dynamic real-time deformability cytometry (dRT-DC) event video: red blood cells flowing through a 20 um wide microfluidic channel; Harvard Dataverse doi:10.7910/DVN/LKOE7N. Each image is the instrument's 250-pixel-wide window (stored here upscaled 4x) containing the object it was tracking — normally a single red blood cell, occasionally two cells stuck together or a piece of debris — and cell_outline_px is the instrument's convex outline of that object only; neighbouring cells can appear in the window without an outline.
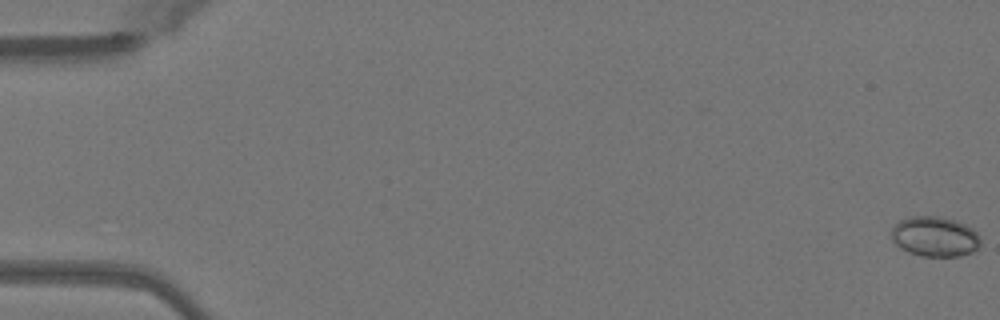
{"species": "Egyptian fruit bat (a non-hibernating species)", "species_latin": "Rousettus aegyptiacus", "temperature_condition": "warm", "stored_images_in_passage": 14, "camera_frame_rate_fps": 3000, "um_per_image_px": 0.085, "animal": {"sex": "female"}, "frame": {"image": 1, "passage_image": 1, "time_ms": 0.0, "image_size_px": [1000, 320], "cell_outline_px": [[980, 248], [972, 252], [960, 256], [920, 256], [908, 252], [896, 244], [892, 240], [892, 228], [900, 220], [908, 216], [940, 216], [956, 220], [972, 228], [980, 236]], "centroid_in_image_um": [79.48, 20.1], "position_along_channel_um": 5.5, "area_um2": 20.98}}
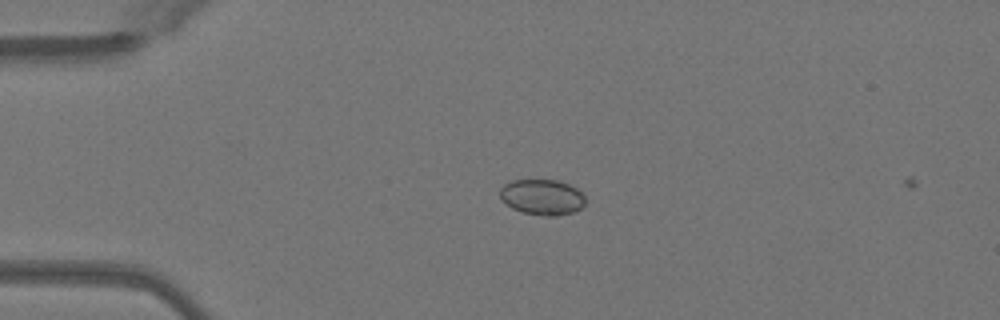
{"frame": {"image": 2, "passage_image": 13, "time_ms": 4.0, "image_size_px": [1000, 320], "cell_outline_px": [[584, 204], [580, 208], [572, 212], [556, 216], [548, 216], [524, 212], [512, 208], [500, 200], [500, 188], [504, 184], [512, 180], [560, 180], [576, 188], [584, 196]], "centroid_in_image_um": [46.05, 16.74], "position_along_channel_um": 38.9, "area_um2": 17.63}}